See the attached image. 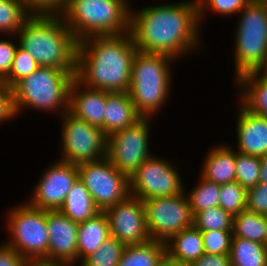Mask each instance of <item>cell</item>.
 <instances>
[{
    "instance_id": "f35d334b",
    "label": "cell",
    "mask_w": 267,
    "mask_h": 266,
    "mask_svg": "<svg viewBox=\"0 0 267 266\" xmlns=\"http://www.w3.org/2000/svg\"><path fill=\"white\" fill-rule=\"evenodd\" d=\"M11 38L0 40V78L3 80L10 72L19 41L13 42Z\"/></svg>"
},
{
    "instance_id": "d4e9b609",
    "label": "cell",
    "mask_w": 267,
    "mask_h": 266,
    "mask_svg": "<svg viewBox=\"0 0 267 266\" xmlns=\"http://www.w3.org/2000/svg\"><path fill=\"white\" fill-rule=\"evenodd\" d=\"M166 254V244L150 239L142 244L126 245L118 266H157Z\"/></svg>"
},
{
    "instance_id": "d6a6232c",
    "label": "cell",
    "mask_w": 267,
    "mask_h": 266,
    "mask_svg": "<svg viewBox=\"0 0 267 266\" xmlns=\"http://www.w3.org/2000/svg\"><path fill=\"white\" fill-rule=\"evenodd\" d=\"M247 190L237 181L221 185L219 206L232 217L246 210Z\"/></svg>"
},
{
    "instance_id": "7bdbcfd3",
    "label": "cell",
    "mask_w": 267,
    "mask_h": 266,
    "mask_svg": "<svg viewBox=\"0 0 267 266\" xmlns=\"http://www.w3.org/2000/svg\"><path fill=\"white\" fill-rule=\"evenodd\" d=\"M81 266L79 263H74L71 261H47V260H39L33 261L29 266Z\"/></svg>"
},
{
    "instance_id": "836d02e7",
    "label": "cell",
    "mask_w": 267,
    "mask_h": 266,
    "mask_svg": "<svg viewBox=\"0 0 267 266\" xmlns=\"http://www.w3.org/2000/svg\"><path fill=\"white\" fill-rule=\"evenodd\" d=\"M40 65L34 58L18 46L9 74L3 79V84L13 88L19 81L36 71Z\"/></svg>"
},
{
    "instance_id": "ac0fdd59",
    "label": "cell",
    "mask_w": 267,
    "mask_h": 266,
    "mask_svg": "<svg viewBox=\"0 0 267 266\" xmlns=\"http://www.w3.org/2000/svg\"><path fill=\"white\" fill-rule=\"evenodd\" d=\"M107 91L83 86L76 79L69 91V112L104 132Z\"/></svg>"
},
{
    "instance_id": "83f0119b",
    "label": "cell",
    "mask_w": 267,
    "mask_h": 266,
    "mask_svg": "<svg viewBox=\"0 0 267 266\" xmlns=\"http://www.w3.org/2000/svg\"><path fill=\"white\" fill-rule=\"evenodd\" d=\"M31 15L22 0H0V36L13 39Z\"/></svg>"
},
{
    "instance_id": "603a6c76",
    "label": "cell",
    "mask_w": 267,
    "mask_h": 266,
    "mask_svg": "<svg viewBox=\"0 0 267 266\" xmlns=\"http://www.w3.org/2000/svg\"><path fill=\"white\" fill-rule=\"evenodd\" d=\"M165 244L171 258L189 266L205 253L202 233L194 226L183 229Z\"/></svg>"
},
{
    "instance_id": "9a60e30c",
    "label": "cell",
    "mask_w": 267,
    "mask_h": 266,
    "mask_svg": "<svg viewBox=\"0 0 267 266\" xmlns=\"http://www.w3.org/2000/svg\"><path fill=\"white\" fill-rule=\"evenodd\" d=\"M104 212L109 219L111 236L125 245L142 244L150 240L143 200L128 195Z\"/></svg>"
},
{
    "instance_id": "74e56055",
    "label": "cell",
    "mask_w": 267,
    "mask_h": 266,
    "mask_svg": "<svg viewBox=\"0 0 267 266\" xmlns=\"http://www.w3.org/2000/svg\"><path fill=\"white\" fill-rule=\"evenodd\" d=\"M24 6L31 14L60 15L66 0H22Z\"/></svg>"
},
{
    "instance_id": "484cf974",
    "label": "cell",
    "mask_w": 267,
    "mask_h": 266,
    "mask_svg": "<svg viewBox=\"0 0 267 266\" xmlns=\"http://www.w3.org/2000/svg\"><path fill=\"white\" fill-rule=\"evenodd\" d=\"M229 256L231 266H267V248L256 241L232 237Z\"/></svg>"
},
{
    "instance_id": "30bf717a",
    "label": "cell",
    "mask_w": 267,
    "mask_h": 266,
    "mask_svg": "<svg viewBox=\"0 0 267 266\" xmlns=\"http://www.w3.org/2000/svg\"><path fill=\"white\" fill-rule=\"evenodd\" d=\"M153 118H141L135 124L107 137L106 157L128 178L154 155L150 147V128Z\"/></svg>"
},
{
    "instance_id": "bcb514c9",
    "label": "cell",
    "mask_w": 267,
    "mask_h": 266,
    "mask_svg": "<svg viewBox=\"0 0 267 266\" xmlns=\"http://www.w3.org/2000/svg\"><path fill=\"white\" fill-rule=\"evenodd\" d=\"M254 1L264 6L267 9V0H254Z\"/></svg>"
},
{
    "instance_id": "44dd1931",
    "label": "cell",
    "mask_w": 267,
    "mask_h": 266,
    "mask_svg": "<svg viewBox=\"0 0 267 266\" xmlns=\"http://www.w3.org/2000/svg\"><path fill=\"white\" fill-rule=\"evenodd\" d=\"M141 118L128 92L107 91L104 117V133L107 137L132 126Z\"/></svg>"
},
{
    "instance_id": "2e32d148",
    "label": "cell",
    "mask_w": 267,
    "mask_h": 266,
    "mask_svg": "<svg viewBox=\"0 0 267 266\" xmlns=\"http://www.w3.org/2000/svg\"><path fill=\"white\" fill-rule=\"evenodd\" d=\"M46 225L49 235L48 261L77 263L79 223L56 210L46 211Z\"/></svg>"
},
{
    "instance_id": "8fae6325",
    "label": "cell",
    "mask_w": 267,
    "mask_h": 266,
    "mask_svg": "<svg viewBox=\"0 0 267 266\" xmlns=\"http://www.w3.org/2000/svg\"><path fill=\"white\" fill-rule=\"evenodd\" d=\"M173 160L152 155L129 178L130 195L141 200L176 196L185 192L183 180Z\"/></svg>"
},
{
    "instance_id": "f6af8a7d",
    "label": "cell",
    "mask_w": 267,
    "mask_h": 266,
    "mask_svg": "<svg viewBox=\"0 0 267 266\" xmlns=\"http://www.w3.org/2000/svg\"><path fill=\"white\" fill-rule=\"evenodd\" d=\"M259 183L267 184V154L261 157Z\"/></svg>"
},
{
    "instance_id": "9c48e42d",
    "label": "cell",
    "mask_w": 267,
    "mask_h": 266,
    "mask_svg": "<svg viewBox=\"0 0 267 266\" xmlns=\"http://www.w3.org/2000/svg\"><path fill=\"white\" fill-rule=\"evenodd\" d=\"M60 120V157L58 160L81 164L106 157L107 136L99 127L72 115L69 111Z\"/></svg>"
},
{
    "instance_id": "1f68e13d",
    "label": "cell",
    "mask_w": 267,
    "mask_h": 266,
    "mask_svg": "<svg viewBox=\"0 0 267 266\" xmlns=\"http://www.w3.org/2000/svg\"><path fill=\"white\" fill-rule=\"evenodd\" d=\"M261 157L236 151V181L246 190L259 183Z\"/></svg>"
},
{
    "instance_id": "ab89813d",
    "label": "cell",
    "mask_w": 267,
    "mask_h": 266,
    "mask_svg": "<svg viewBox=\"0 0 267 266\" xmlns=\"http://www.w3.org/2000/svg\"><path fill=\"white\" fill-rule=\"evenodd\" d=\"M13 89L7 85L0 88V124L10 122L16 117Z\"/></svg>"
},
{
    "instance_id": "ffe728a7",
    "label": "cell",
    "mask_w": 267,
    "mask_h": 266,
    "mask_svg": "<svg viewBox=\"0 0 267 266\" xmlns=\"http://www.w3.org/2000/svg\"><path fill=\"white\" fill-rule=\"evenodd\" d=\"M235 85L239 103L252 114L267 117V70L244 74Z\"/></svg>"
},
{
    "instance_id": "e575fe53",
    "label": "cell",
    "mask_w": 267,
    "mask_h": 266,
    "mask_svg": "<svg viewBox=\"0 0 267 266\" xmlns=\"http://www.w3.org/2000/svg\"><path fill=\"white\" fill-rule=\"evenodd\" d=\"M252 0H197L199 11V23L202 26L208 12L231 16L239 13ZM208 11V12H207Z\"/></svg>"
},
{
    "instance_id": "7c38bea8",
    "label": "cell",
    "mask_w": 267,
    "mask_h": 266,
    "mask_svg": "<svg viewBox=\"0 0 267 266\" xmlns=\"http://www.w3.org/2000/svg\"><path fill=\"white\" fill-rule=\"evenodd\" d=\"M147 229L152 240L168 242L193 226V213L186 193L144 200Z\"/></svg>"
},
{
    "instance_id": "c3c4849f",
    "label": "cell",
    "mask_w": 267,
    "mask_h": 266,
    "mask_svg": "<svg viewBox=\"0 0 267 266\" xmlns=\"http://www.w3.org/2000/svg\"><path fill=\"white\" fill-rule=\"evenodd\" d=\"M3 80L0 78V88L3 86Z\"/></svg>"
},
{
    "instance_id": "cb8c5ba5",
    "label": "cell",
    "mask_w": 267,
    "mask_h": 266,
    "mask_svg": "<svg viewBox=\"0 0 267 266\" xmlns=\"http://www.w3.org/2000/svg\"><path fill=\"white\" fill-rule=\"evenodd\" d=\"M59 211L72 221L82 223L97 215L100 209L84 183L78 178Z\"/></svg>"
},
{
    "instance_id": "277c9868",
    "label": "cell",
    "mask_w": 267,
    "mask_h": 266,
    "mask_svg": "<svg viewBox=\"0 0 267 266\" xmlns=\"http://www.w3.org/2000/svg\"><path fill=\"white\" fill-rule=\"evenodd\" d=\"M174 58L138 51L134 57L129 95L142 118H155L169 99Z\"/></svg>"
},
{
    "instance_id": "4dcf8cb0",
    "label": "cell",
    "mask_w": 267,
    "mask_h": 266,
    "mask_svg": "<svg viewBox=\"0 0 267 266\" xmlns=\"http://www.w3.org/2000/svg\"><path fill=\"white\" fill-rule=\"evenodd\" d=\"M233 217L220 206L206 208L193 217V226L204 231H232Z\"/></svg>"
},
{
    "instance_id": "52a82bcc",
    "label": "cell",
    "mask_w": 267,
    "mask_h": 266,
    "mask_svg": "<svg viewBox=\"0 0 267 266\" xmlns=\"http://www.w3.org/2000/svg\"><path fill=\"white\" fill-rule=\"evenodd\" d=\"M238 14L233 41L235 81L244 74L267 70V9L252 0Z\"/></svg>"
},
{
    "instance_id": "d6986e66",
    "label": "cell",
    "mask_w": 267,
    "mask_h": 266,
    "mask_svg": "<svg viewBox=\"0 0 267 266\" xmlns=\"http://www.w3.org/2000/svg\"><path fill=\"white\" fill-rule=\"evenodd\" d=\"M207 151L200 175L220 185L236 181V151L232 145L217 144Z\"/></svg>"
},
{
    "instance_id": "7a4b0ae2",
    "label": "cell",
    "mask_w": 267,
    "mask_h": 266,
    "mask_svg": "<svg viewBox=\"0 0 267 266\" xmlns=\"http://www.w3.org/2000/svg\"><path fill=\"white\" fill-rule=\"evenodd\" d=\"M137 52L130 32L85 38L78 42L75 79L92 89L128 92Z\"/></svg>"
},
{
    "instance_id": "5bb4252c",
    "label": "cell",
    "mask_w": 267,
    "mask_h": 266,
    "mask_svg": "<svg viewBox=\"0 0 267 266\" xmlns=\"http://www.w3.org/2000/svg\"><path fill=\"white\" fill-rule=\"evenodd\" d=\"M38 178L36 186L31 194L28 204L46 211L59 210L71 190L73 184L79 178L76 164L60 161L48 165Z\"/></svg>"
},
{
    "instance_id": "8d00e7d4",
    "label": "cell",
    "mask_w": 267,
    "mask_h": 266,
    "mask_svg": "<svg viewBox=\"0 0 267 266\" xmlns=\"http://www.w3.org/2000/svg\"><path fill=\"white\" fill-rule=\"evenodd\" d=\"M246 209L267 216V184L258 183L247 190Z\"/></svg>"
},
{
    "instance_id": "ee69618b",
    "label": "cell",
    "mask_w": 267,
    "mask_h": 266,
    "mask_svg": "<svg viewBox=\"0 0 267 266\" xmlns=\"http://www.w3.org/2000/svg\"><path fill=\"white\" fill-rule=\"evenodd\" d=\"M157 266H189L176 259L171 258L167 253L162 257Z\"/></svg>"
},
{
    "instance_id": "e0dca14e",
    "label": "cell",
    "mask_w": 267,
    "mask_h": 266,
    "mask_svg": "<svg viewBox=\"0 0 267 266\" xmlns=\"http://www.w3.org/2000/svg\"><path fill=\"white\" fill-rule=\"evenodd\" d=\"M237 152L263 157L267 154V117L252 114L238 101Z\"/></svg>"
},
{
    "instance_id": "d590c367",
    "label": "cell",
    "mask_w": 267,
    "mask_h": 266,
    "mask_svg": "<svg viewBox=\"0 0 267 266\" xmlns=\"http://www.w3.org/2000/svg\"><path fill=\"white\" fill-rule=\"evenodd\" d=\"M204 251L212 255H229L232 241V231H204L201 232Z\"/></svg>"
},
{
    "instance_id": "b9f144b4",
    "label": "cell",
    "mask_w": 267,
    "mask_h": 266,
    "mask_svg": "<svg viewBox=\"0 0 267 266\" xmlns=\"http://www.w3.org/2000/svg\"><path fill=\"white\" fill-rule=\"evenodd\" d=\"M190 266H231L229 255H212L204 253Z\"/></svg>"
},
{
    "instance_id": "6da1fadb",
    "label": "cell",
    "mask_w": 267,
    "mask_h": 266,
    "mask_svg": "<svg viewBox=\"0 0 267 266\" xmlns=\"http://www.w3.org/2000/svg\"><path fill=\"white\" fill-rule=\"evenodd\" d=\"M200 28L197 0L130 9V34L141 52L163 54L177 61L190 53L195 55L203 45Z\"/></svg>"
},
{
    "instance_id": "4fadbf2b",
    "label": "cell",
    "mask_w": 267,
    "mask_h": 266,
    "mask_svg": "<svg viewBox=\"0 0 267 266\" xmlns=\"http://www.w3.org/2000/svg\"><path fill=\"white\" fill-rule=\"evenodd\" d=\"M79 179L90 192L100 211L123 201L130 195L129 178L107 158L77 165Z\"/></svg>"
},
{
    "instance_id": "5b68a950",
    "label": "cell",
    "mask_w": 267,
    "mask_h": 266,
    "mask_svg": "<svg viewBox=\"0 0 267 266\" xmlns=\"http://www.w3.org/2000/svg\"><path fill=\"white\" fill-rule=\"evenodd\" d=\"M130 0H66L60 14L78 42L130 32Z\"/></svg>"
},
{
    "instance_id": "60d3db41",
    "label": "cell",
    "mask_w": 267,
    "mask_h": 266,
    "mask_svg": "<svg viewBox=\"0 0 267 266\" xmlns=\"http://www.w3.org/2000/svg\"><path fill=\"white\" fill-rule=\"evenodd\" d=\"M30 263L14 249L0 243V266H29Z\"/></svg>"
},
{
    "instance_id": "3957f363",
    "label": "cell",
    "mask_w": 267,
    "mask_h": 266,
    "mask_svg": "<svg viewBox=\"0 0 267 266\" xmlns=\"http://www.w3.org/2000/svg\"><path fill=\"white\" fill-rule=\"evenodd\" d=\"M16 36L40 66L76 71L78 41L61 15L32 14Z\"/></svg>"
},
{
    "instance_id": "7dc6e473",
    "label": "cell",
    "mask_w": 267,
    "mask_h": 266,
    "mask_svg": "<svg viewBox=\"0 0 267 266\" xmlns=\"http://www.w3.org/2000/svg\"><path fill=\"white\" fill-rule=\"evenodd\" d=\"M266 227H267V216H266ZM264 245L267 248V232H266V237H265Z\"/></svg>"
},
{
    "instance_id": "f546056e",
    "label": "cell",
    "mask_w": 267,
    "mask_h": 266,
    "mask_svg": "<svg viewBox=\"0 0 267 266\" xmlns=\"http://www.w3.org/2000/svg\"><path fill=\"white\" fill-rule=\"evenodd\" d=\"M125 244L110 236L95 252L84 258L81 266H118Z\"/></svg>"
},
{
    "instance_id": "f1b7e54d",
    "label": "cell",
    "mask_w": 267,
    "mask_h": 266,
    "mask_svg": "<svg viewBox=\"0 0 267 266\" xmlns=\"http://www.w3.org/2000/svg\"><path fill=\"white\" fill-rule=\"evenodd\" d=\"M199 176L198 184L190 192L185 189L193 216L206 208L219 206L221 185Z\"/></svg>"
},
{
    "instance_id": "ba28073f",
    "label": "cell",
    "mask_w": 267,
    "mask_h": 266,
    "mask_svg": "<svg viewBox=\"0 0 267 266\" xmlns=\"http://www.w3.org/2000/svg\"><path fill=\"white\" fill-rule=\"evenodd\" d=\"M9 211V212H8ZM6 214L8 239L3 243L14 249L29 263L48 261L49 235L46 210L35 208L26 201L11 207Z\"/></svg>"
},
{
    "instance_id": "7402d4cb",
    "label": "cell",
    "mask_w": 267,
    "mask_h": 266,
    "mask_svg": "<svg viewBox=\"0 0 267 266\" xmlns=\"http://www.w3.org/2000/svg\"><path fill=\"white\" fill-rule=\"evenodd\" d=\"M111 236L109 219L104 211L79 223L77 235V263L95 253Z\"/></svg>"
},
{
    "instance_id": "4316f807",
    "label": "cell",
    "mask_w": 267,
    "mask_h": 266,
    "mask_svg": "<svg viewBox=\"0 0 267 266\" xmlns=\"http://www.w3.org/2000/svg\"><path fill=\"white\" fill-rule=\"evenodd\" d=\"M266 232V216L264 215L246 209L233 217L232 237H240L264 244Z\"/></svg>"
},
{
    "instance_id": "8992f818",
    "label": "cell",
    "mask_w": 267,
    "mask_h": 266,
    "mask_svg": "<svg viewBox=\"0 0 267 266\" xmlns=\"http://www.w3.org/2000/svg\"><path fill=\"white\" fill-rule=\"evenodd\" d=\"M75 73L76 71L40 66L19 81L12 88L17 117L25 109H34L54 112L60 118L69 111V91Z\"/></svg>"
}]
</instances>
